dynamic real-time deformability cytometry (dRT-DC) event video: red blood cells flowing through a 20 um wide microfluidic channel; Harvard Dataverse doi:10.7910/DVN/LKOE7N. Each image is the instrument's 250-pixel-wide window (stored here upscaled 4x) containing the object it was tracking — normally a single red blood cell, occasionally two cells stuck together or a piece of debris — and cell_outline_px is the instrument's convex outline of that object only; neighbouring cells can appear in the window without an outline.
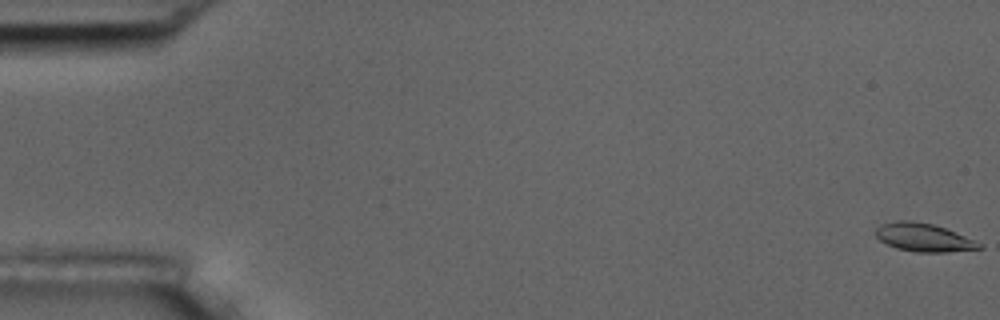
{"species": "common noctule bat (a hibernating species)", "species_latin": "Nyctalus noctula", "temperature_condition": "room temperature", "stored_images_in_passage": 55, "camera_frame_rate_fps": 3000, "um_per_image_px": 0.085, "animal": {"sex": "male", "body_mass_g": 17.5, "forearm_length_mm": 52.3}, "frame": {"image": 1, "passage_image": 1, "time_ms": 0.0, "image_size_px": [1000, 320], "cell_outline_px": [[984, 248], [948, 252], [916, 252], [896, 248], [880, 240], [876, 236], [876, 228], [880, 224], [896, 220], [912, 220], [932, 224], [944, 228], [984, 244]], "centroid_in_image_um": [78.5, 20.18], "position_along_channel_um": 6.5, "area_um2": 16.99}}
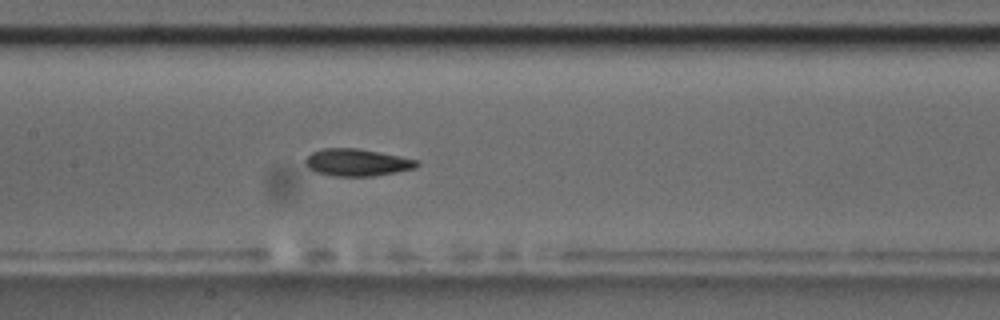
{"frame": {"image": 2, "passage_image": 27, "time_ms": 8.667, "image_size_px": [1000, 320], "cell_outline_px": [[420, 164], [416, 168], [396, 172], [372, 176], [332, 176], [316, 172], [308, 168], [304, 164], [304, 160], [312, 152], [324, 148], [356, 148], [420, 160]], "centroid_in_image_um": [30.34, 13.81], "position_along_channel_um": 177.1, "area_um2": 17.69}}
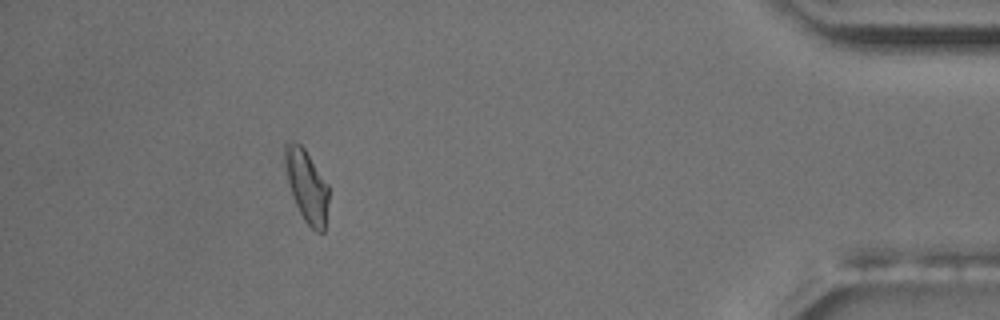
{"frame": {"image": 3, "passage_image": 50, "time_ms": 16.333, "image_size_px": [1000, 320], "cell_outline_px": [[328, 200], [324, 232], [316, 232], [304, 220], [292, 196], [288, 184], [284, 160], [284, 144], [288, 140], [300, 144], [304, 148], [328, 184]], "centroid_in_image_um": [26.05, 15.78], "position_along_channel_um": 409.2, "area_um2": 18.32}, "authors_computed_cell_mechanics": {"area_um2": 17.3978, "velocity_mm_per_s": 3.7381, "shape_relaxation_time_tau1_ms": 3.3372, "shape_relaxation_time_tau2_ms": 3.5741, "deformation_change_tau1": 0.1409, "deformation_change_tau2": 0.0843}}